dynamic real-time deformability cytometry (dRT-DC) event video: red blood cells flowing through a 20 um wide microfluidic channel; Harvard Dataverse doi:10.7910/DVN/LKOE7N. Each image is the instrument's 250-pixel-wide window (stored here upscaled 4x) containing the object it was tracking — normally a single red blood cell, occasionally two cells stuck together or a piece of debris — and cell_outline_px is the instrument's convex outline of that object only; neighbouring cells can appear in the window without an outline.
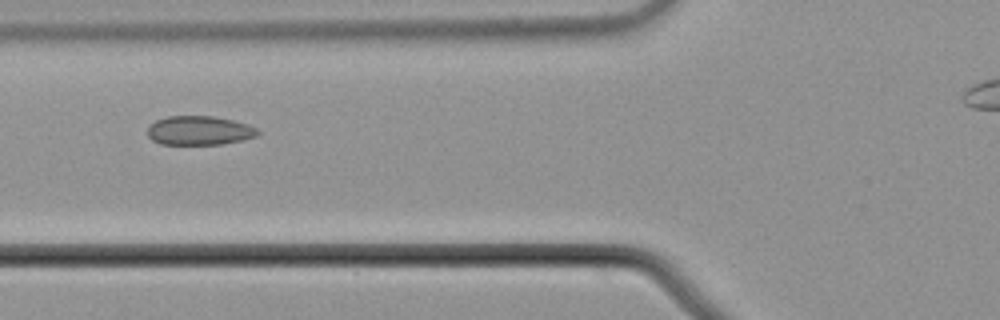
{"species": "common noctule bat (a hibernating species)", "species_latin": "Nyctalus noctula", "temperature_condition": "cold", "stored_images_in_passage": 7, "camera_frame_rate_fps": 3000, "um_per_image_px": 0.085, "animal": {"sex": "male", "body_mass_g": 21.5, "forearm_length_mm": 52.0}, "frame": {"image": 1, "passage_image": 5, "time_ms": 1.333, "image_size_px": [1000, 320], "cell_outline_px": [[260, 132], [256, 136], [244, 140], [224, 144], [160, 144], [152, 140], [148, 136], [148, 128], [156, 120], [168, 116], [212, 116], [232, 120], [248, 124], [256, 128]], "centroid_in_image_um": [16.96, 11.1], "position_along_channel_um": 108.8, "area_um2": 18.67}}
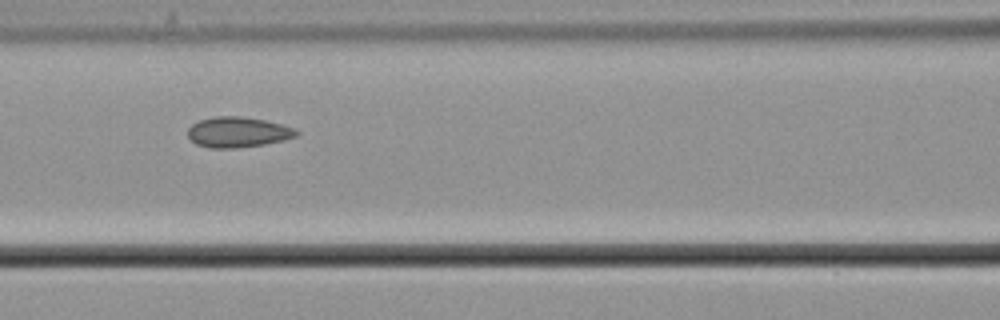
{"frame": {"image": 2, "passage_image": 6, "time_ms": 1.667, "image_size_px": [1000, 320], "cell_outline_px": [[300, 132], [296, 136], [284, 140], [264, 144], [236, 148], [212, 148], [196, 144], [188, 136], [188, 128], [192, 124], [200, 120], [216, 116], [240, 116], [264, 120], [296, 128]], "centroid_in_image_um": [20.23, 11.23], "position_along_channel_um": 146.4, "area_um2": 19.19}}
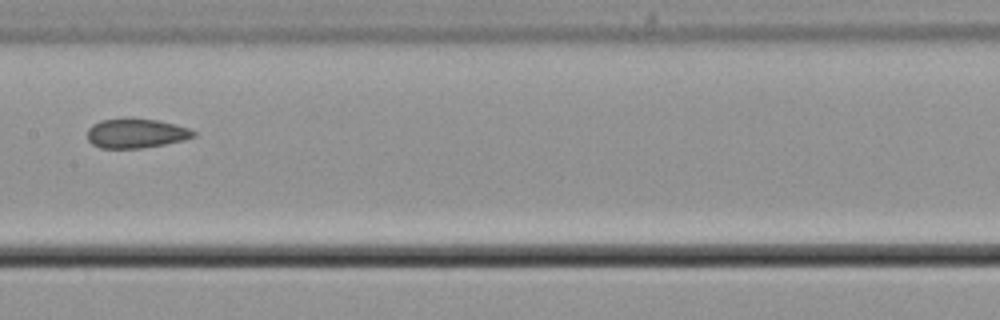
{"frame": {"image": 3, "passage_image": 7, "time_ms": 2.0, "image_size_px": [1000, 320], "cell_outline_px": [[196, 136], [184, 140], [164, 144], [140, 148], [100, 148], [92, 144], [88, 140], [88, 128], [92, 124], [100, 120], [160, 120], [188, 128], [196, 132]], "centroid_in_image_um": [11.57, 11.36], "position_along_channel_um": 195.8, "area_um2": 17.8}}